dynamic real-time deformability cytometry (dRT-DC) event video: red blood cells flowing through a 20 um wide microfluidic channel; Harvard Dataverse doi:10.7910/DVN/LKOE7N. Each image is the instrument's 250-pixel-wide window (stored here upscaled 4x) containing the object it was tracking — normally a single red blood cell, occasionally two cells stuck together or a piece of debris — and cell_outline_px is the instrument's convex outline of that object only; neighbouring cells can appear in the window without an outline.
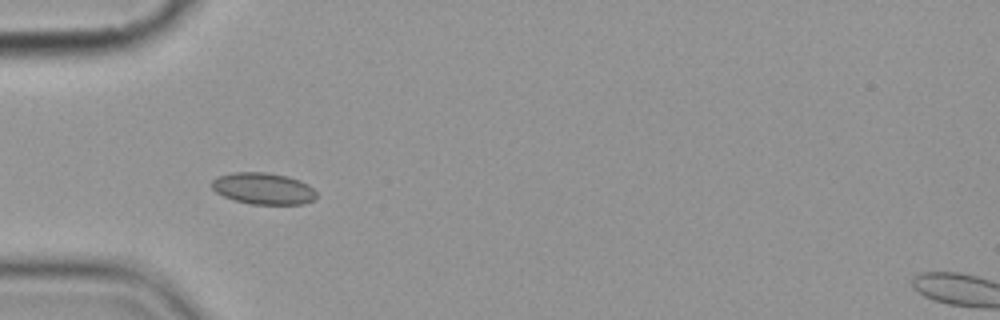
{"species": "common noctule bat (a hibernating species)", "species_latin": "Nyctalus noctula", "temperature_condition": "cold", "stored_images_in_passage": 5, "camera_frame_rate_fps": 3000, "um_per_image_px": 0.085, "animal": {"sex": "female", "body_mass_g": 19.9}, "frame": {"image": 1, "passage_image": 4, "time_ms": 4.333, "image_size_px": [1000, 320], "cell_outline_px": [[316, 196], [312, 200], [304, 204], [252, 204], [232, 200], [216, 192], [212, 188], [212, 180], [216, 176], [236, 172], [264, 172], [288, 176], [300, 180], [308, 184], [316, 192]], "centroid_in_image_um": [22.37, 16.02], "position_along_channel_um": 62.6, "area_um2": 19.31}}
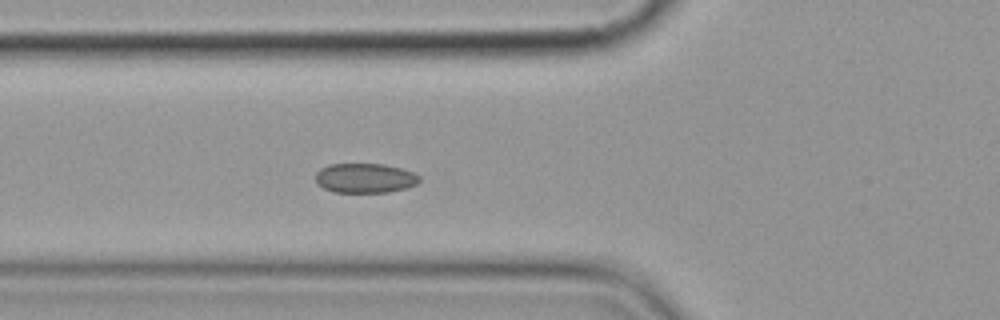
{"frame": {"image": 2, "passage_image": 5, "time_ms": 5.333, "image_size_px": [1000, 320], "cell_outline_px": [[420, 180], [416, 184], [408, 188], [388, 192], [332, 192], [316, 184], [316, 172], [320, 168], [328, 164], [384, 164], [400, 168], [412, 172], [420, 176]], "centroid_in_image_um": [31.01, 15.14], "position_along_channel_um": 94.8, "area_um2": 18.03}}